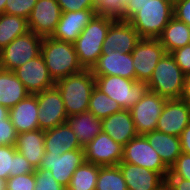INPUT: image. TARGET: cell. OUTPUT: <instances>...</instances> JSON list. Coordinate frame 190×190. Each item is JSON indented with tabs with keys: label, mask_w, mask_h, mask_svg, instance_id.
<instances>
[{
	"label": "cell",
	"mask_w": 190,
	"mask_h": 190,
	"mask_svg": "<svg viewBox=\"0 0 190 190\" xmlns=\"http://www.w3.org/2000/svg\"><path fill=\"white\" fill-rule=\"evenodd\" d=\"M64 102L68 116L88 111L89 101L95 85L91 70L84 69L55 82Z\"/></svg>",
	"instance_id": "cell-1"
},
{
	"label": "cell",
	"mask_w": 190,
	"mask_h": 190,
	"mask_svg": "<svg viewBox=\"0 0 190 190\" xmlns=\"http://www.w3.org/2000/svg\"><path fill=\"white\" fill-rule=\"evenodd\" d=\"M114 21L110 17L96 15L73 43L83 69L91 70L98 61L107 32Z\"/></svg>",
	"instance_id": "cell-2"
},
{
	"label": "cell",
	"mask_w": 190,
	"mask_h": 190,
	"mask_svg": "<svg viewBox=\"0 0 190 190\" xmlns=\"http://www.w3.org/2000/svg\"><path fill=\"white\" fill-rule=\"evenodd\" d=\"M41 54L50 76L55 82L84 70L78 61L77 53L72 43L58 41L52 37H43Z\"/></svg>",
	"instance_id": "cell-3"
},
{
	"label": "cell",
	"mask_w": 190,
	"mask_h": 190,
	"mask_svg": "<svg viewBox=\"0 0 190 190\" xmlns=\"http://www.w3.org/2000/svg\"><path fill=\"white\" fill-rule=\"evenodd\" d=\"M173 9L172 0H150L128 22L141 38L157 39L174 16Z\"/></svg>",
	"instance_id": "cell-4"
},
{
	"label": "cell",
	"mask_w": 190,
	"mask_h": 190,
	"mask_svg": "<svg viewBox=\"0 0 190 190\" xmlns=\"http://www.w3.org/2000/svg\"><path fill=\"white\" fill-rule=\"evenodd\" d=\"M185 74L170 53H165L156 65L148 90L167 99L181 98L184 90Z\"/></svg>",
	"instance_id": "cell-5"
},
{
	"label": "cell",
	"mask_w": 190,
	"mask_h": 190,
	"mask_svg": "<svg viewBox=\"0 0 190 190\" xmlns=\"http://www.w3.org/2000/svg\"><path fill=\"white\" fill-rule=\"evenodd\" d=\"M95 85L124 110H130L148 91L147 84L120 76H94Z\"/></svg>",
	"instance_id": "cell-6"
},
{
	"label": "cell",
	"mask_w": 190,
	"mask_h": 190,
	"mask_svg": "<svg viewBox=\"0 0 190 190\" xmlns=\"http://www.w3.org/2000/svg\"><path fill=\"white\" fill-rule=\"evenodd\" d=\"M43 37L28 31L18 36L0 51V68L14 71L41 54Z\"/></svg>",
	"instance_id": "cell-7"
},
{
	"label": "cell",
	"mask_w": 190,
	"mask_h": 190,
	"mask_svg": "<svg viewBox=\"0 0 190 190\" xmlns=\"http://www.w3.org/2000/svg\"><path fill=\"white\" fill-rule=\"evenodd\" d=\"M121 162L145 167L160 173L165 179L169 174V168L163 163L144 135H137L124 146Z\"/></svg>",
	"instance_id": "cell-8"
},
{
	"label": "cell",
	"mask_w": 190,
	"mask_h": 190,
	"mask_svg": "<svg viewBox=\"0 0 190 190\" xmlns=\"http://www.w3.org/2000/svg\"><path fill=\"white\" fill-rule=\"evenodd\" d=\"M166 101V97L148 90L143 98L129 110L138 135H144L156 130L157 121Z\"/></svg>",
	"instance_id": "cell-9"
},
{
	"label": "cell",
	"mask_w": 190,
	"mask_h": 190,
	"mask_svg": "<svg viewBox=\"0 0 190 190\" xmlns=\"http://www.w3.org/2000/svg\"><path fill=\"white\" fill-rule=\"evenodd\" d=\"M165 53V48L158 39L141 38L132 51L136 81L147 83Z\"/></svg>",
	"instance_id": "cell-10"
},
{
	"label": "cell",
	"mask_w": 190,
	"mask_h": 190,
	"mask_svg": "<svg viewBox=\"0 0 190 190\" xmlns=\"http://www.w3.org/2000/svg\"><path fill=\"white\" fill-rule=\"evenodd\" d=\"M84 162V149H75L62 155L45 153L39 169L50 170L56 181L67 188L73 173Z\"/></svg>",
	"instance_id": "cell-11"
},
{
	"label": "cell",
	"mask_w": 190,
	"mask_h": 190,
	"mask_svg": "<svg viewBox=\"0 0 190 190\" xmlns=\"http://www.w3.org/2000/svg\"><path fill=\"white\" fill-rule=\"evenodd\" d=\"M39 114L38 123L40 130H48L65 123L67 113L59 89L54 85L47 90L36 93Z\"/></svg>",
	"instance_id": "cell-12"
},
{
	"label": "cell",
	"mask_w": 190,
	"mask_h": 190,
	"mask_svg": "<svg viewBox=\"0 0 190 190\" xmlns=\"http://www.w3.org/2000/svg\"><path fill=\"white\" fill-rule=\"evenodd\" d=\"M94 76H120L136 80L132 53L113 51L109 46L102 47V54L91 69Z\"/></svg>",
	"instance_id": "cell-13"
},
{
	"label": "cell",
	"mask_w": 190,
	"mask_h": 190,
	"mask_svg": "<svg viewBox=\"0 0 190 190\" xmlns=\"http://www.w3.org/2000/svg\"><path fill=\"white\" fill-rule=\"evenodd\" d=\"M123 148L124 146L101 131L84 147L85 161L101 167L117 166L122 161Z\"/></svg>",
	"instance_id": "cell-14"
},
{
	"label": "cell",
	"mask_w": 190,
	"mask_h": 190,
	"mask_svg": "<svg viewBox=\"0 0 190 190\" xmlns=\"http://www.w3.org/2000/svg\"><path fill=\"white\" fill-rule=\"evenodd\" d=\"M189 123L190 105L182 98L167 99L156 130L179 137Z\"/></svg>",
	"instance_id": "cell-15"
},
{
	"label": "cell",
	"mask_w": 190,
	"mask_h": 190,
	"mask_svg": "<svg viewBox=\"0 0 190 190\" xmlns=\"http://www.w3.org/2000/svg\"><path fill=\"white\" fill-rule=\"evenodd\" d=\"M61 14L57 0H38L27 19L29 31L41 37H51Z\"/></svg>",
	"instance_id": "cell-16"
},
{
	"label": "cell",
	"mask_w": 190,
	"mask_h": 190,
	"mask_svg": "<svg viewBox=\"0 0 190 190\" xmlns=\"http://www.w3.org/2000/svg\"><path fill=\"white\" fill-rule=\"evenodd\" d=\"M14 73L30 94L42 92L55 85L42 54L16 68Z\"/></svg>",
	"instance_id": "cell-17"
},
{
	"label": "cell",
	"mask_w": 190,
	"mask_h": 190,
	"mask_svg": "<svg viewBox=\"0 0 190 190\" xmlns=\"http://www.w3.org/2000/svg\"><path fill=\"white\" fill-rule=\"evenodd\" d=\"M117 166L128 190H167L166 179L160 173L126 162H120Z\"/></svg>",
	"instance_id": "cell-18"
},
{
	"label": "cell",
	"mask_w": 190,
	"mask_h": 190,
	"mask_svg": "<svg viewBox=\"0 0 190 190\" xmlns=\"http://www.w3.org/2000/svg\"><path fill=\"white\" fill-rule=\"evenodd\" d=\"M95 9L62 12L52 38L58 41L74 43L82 30L96 16Z\"/></svg>",
	"instance_id": "cell-19"
},
{
	"label": "cell",
	"mask_w": 190,
	"mask_h": 190,
	"mask_svg": "<svg viewBox=\"0 0 190 190\" xmlns=\"http://www.w3.org/2000/svg\"><path fill=\"white\" fill-rule=\"evenodd\" d=\"M39 105L36 94H29L17 105L9 109V119L17 133L39 129Z\"/></svg>",
	"instance_id": "cell-20"
},
{
	"label": "cell",
	"mask_w": 190,
	"mask_h": 190,
	"mask_svg": "<svg viewBox=\"0 0 190 190\" xmlns=\"http://www.w3.org/2000/svg\"><path fill=\"white\" fill-rule=\"evenodd\" d=\"M141 36L128 21L115 20L106 35L103 46L113 51L132 53Z\"/></svg>",
	"instance_id": "cell-21"
},
{
	"label": "cell",
	"mask_w": 190,
	"mask_h": 190,
	"mask_svg": "<svg viewBox=\"0 0 190 190\" xmlns=\"http://www.w3.org/2000/svg\"><path fill=\"white\" fill-rule=\"evenodd\" d=\"M101 121L102 131L122 146L138 135L129 110L122 109Z\"/></svg>",
	"instance_id": "cell-22"
},
{
	"label": "cell",
	"mask_w": 190,
	"mask_h": 190,
	"mask_svg": "<svg viewBox=\"0 0 190 190\" xmlns=\"http://www.w3.org/2000/svg\"><path fill=\"white\" fill-rule=\"evenodd\" d=\"M44 147L45 153L58 155L75 149H84L67 122L44 131Z\"/></svg>",
	"instance_id": "cell-23"
},
{
	"label": "cell",
	"mask_w": 190,
	"mask_h": 190,
	"mask_svg": "<svg viewBox=\"0 0 190 190\" xmlns=\"http://www.w3.org/2000/svg\"><path fill=\"white\" fill-rule=\"evenodd\" d=\"M15 149L35 168H39L45 154L44 130L18 133Z\"/></svg>",
	"instance_id": "cell-24"
},
{
	"label": "cell",
	"mask_w": 190,
	"mask_h": 190,
	"mask_svg": "<svg viewBox=\"0 0 190 190\" xmlns=\"http://www.w3.org/2000/svg\"><path fill=\"white\" fill-rule=\"evenodd\" d=\"M144 136L170 169L182 153L180 138L157 130L146 133Z\"/></svg>",
	"instance_id": "cell-25"
},
{
	"label": "cell",
	"mask_w": 190,
	"mask_h": 190,
	"mask_svg": "<svg viewBox=\"0 0 190 190\" xmlns=\"http://www.w3.org/2000/svg\"><path fill=\"white\" fill-rule=\"evenodd\" d=\"M66 122L75 133L82 148L102 131V121L89 111L68 116Z\"/></svg>",
	"instance_id": "cell-26"
},
{
	"label": "cell",
	"mask_w": 190,
	"mask_h": 190,
	"mask_svg": "<svg viewBox=\"0 0 190 190\" xmlns=\"http://www.w3.org/2000/svg\"><path fill=\"white\" fill-rule=\"evenodd\" d=\"M29 94L30 93L17 78L14 71L0 68V105L10 109Z\"/></svg>",
	"instance_id": "cell-27"
},
{
	"label": "cell",
	"mask_w": 190,
	"mask_h": 190,
	"mask_svg": "<svg viewBox=\"0 0 190 190\" xmlns=\"http://www.w3.org/2000/svg\"><path fill=\"white\" fill-rule=\"evenodd\" d=\"M157 39L170 53L190 44V27L173 16Z\"/></svg>",
	"instance_id": "cell-28"
},
{
	"label": "cell",
	"mask_w": 190,
	"mask_h": 190,
	"mask_svg": "<svg viewBox=\"0 0 190 190\" xmlns=\"http://www.w3.org/2000/svg\"><path fill=\"white\" fill-rule=\"evenodd\" d=\"M29 31L28 20L11 14L0 15V51Z\"/></svg>",
	"instance_id": "cell-29"
},
{
	"label": "cell",
	"mask_w": 190,
	"mask_h": 190,
	"mask_svg": "<svg viewBox=\"0 0 190 190\" xmlns=\"http://www.w3.org/2000/svg\"><path fill=\"white\" fill-rule=\"evenodd\" d=\"M100 167L85 161L73 173L66 190H95Z\"/></svg>",
	"instance_id": "cell-30"
},
{
	"label": "cell",
	"mask_w": 190,
	"mask_h": 190,
	"mask_svg": "<svg viewBox=\"0 0 190 190\" xmlns=\"http://www.w3.org/2000/svg\"><path fill=\"white\" fill-rule=\"evenodd\" d=\"M121 110L122 108L117 101L111 99L96 86L94 87L89 101L88 111L96 118L102 120Z\"/></svg>",
	"instance_id": "cell-31"
},
{
	"label": "cell",
	"mask_w": 190,
	"mask_h": 190,
	"mask_svg": "<svg viewBox=\"0 0 190 190\" xmlns=\"http://www.w3.org/2000/svg\"><path fill=\"white\" fill-rule=\"evenodd\" d=\"M95 190H128L119 167H100Z\"/></svg>",
	"instance_id": "cell-32"
},
{
	"label": "cell",
	"mask_w": 190,
	"mask_h": 190,
	"mask_svg": "<svg viewBox=\"0 0 190 190\" xmlns=\"http://www.w3.org/2000/svg\"><path fill=\"white\" fill-rule=\"evenodd\" d=\"M129 0H98L95 3L97 15L120 20L125 15V8Z\"/></svg>",
	"instance_id": "cell-33"
},
{
	"label": "cell",
	"mask_w": 190,
	"mask_h": 190,
	"mask_svg": "<svg viewBox=\"0 0 190 190\" xmlns=\"http://www.w3.org/2000/svg\"><path fill=\"white\" fill-rule=\"evenodd\" d=\"M34 175L36 182L34 190H66L56 181L50 170L36 168Z\"/></svg>",
	"instance_id": "cell-34"
},
{
	"label": "cell",
	"mask_w": 190,
	"mask_h": 190,
	"mask_svg": "<svg viewBox=\"0 0 190 190\" xmlns=\"http://www.w3.org/2000/svg\"><path fill=\"white\" fill-rule=\"evenodd\" d=\"M38 0H6L5 14L28 19Z\"/></svg>",
	"instance_id": "cell-35"
},
{
	"label": "cell",
	"mask_w": 190,
	"mask_h": 190,
	"mask_svg": "<svg viewBox=\"0 0 190 190\" xmlns=\"http://www.w3.org/2000/svg\"><path fill=\"white\" fill-rule=\"evenodd\" d=\"M15 146L0 145V179L11 177L14 165Z\"/></svg>",
	"instance_id": "cell-36"
},
{
	"label": "cell",
	"mask_w": 190,
	"mask_h": 190,
	"mask_svg": "<svg viewBox=\"0 0 190 190\" xmlns=\"http://www.w3.org/2000/svg\"><path fill=\"white\" fill-rule=\"evenodd\" d=\"M167 177H180L190 180V155L182 152L170 167Z\"/></svg>",
	"instance_id": "cell-37"
},
{
	"label": "cell",
	"mask_w": 190,
	"mask_h": 190,
	"mask_svg": "<svg viewBox=\"0 0 190 190\" xmlns=\"http://www.w3.org/2000/svg\"><path fill=\"white\" fill-rule=\"evenodd\" d=\"M6 184L7 190H34L36 184L35 175L34 173H28L9 177Z\"/></svg>",
	"instance_id": "cell-38"
},
{
	"label": "cell",
	"mask_w": 190,
	"mask_h": 190,
	"mask_svg": "<svg viewBox=\"0 0 190 190\" xmlns=\"http://www.w3.org/2000/svg\"><path fill=\"white\" fill-rule=\"evenodd\" d=\"M17 135L18 133L9 117L0 121V145L15 146Z\"/></svg>",
	"instance_id": "cell-39"
},
{
	"label": "cell",
	"mask_w": 190,
	"mask_h": 190,
	"mask_svg": "<svg viewBox=\"0 0 190 190\" xmlns=\"http://www.w3.org/2000/svg\"><path fill=\"white\" fill-rule=\"evenodd\" d=\"M176 64L181 68L182 72L190 74V44L170 52Z\"/></svg>",
	"instance_id": "cell-40"
},
{
	"label": "cell",
	"mask_w": 190,
	"mask_h": 190,
	"mask_svg": "<svg viewBox=\"0 0 190 190\" xmlns=\"http://www.w3.org/2000/svg\"><path fill=\"white\" fill-rule=\"evenodd\" d=\"M62 12L95 9L93 0H57Z\"/></svg>",
	"instance_id": "cell-41"
},
{
	"label": "cell",
	"mask_w": 190,
	"mask_h": 190,
	"mask_svg": "<svg viewBox=\"0 0 190 190\" xmlns=\"http://www.w3.org/2000/svg\"><path fill=\"white\" fill-rule=\"evenodd\" d=\"M36 170L32 164H30L25 157L15 149L13 171H11V177L17 175H24L28 173H34Z\"/></svg>",
	"instance_id": "cell-42"
},
{
	"label": "cell",
	"mask_w": 190,
	"mask_h": 190,
	"mask_svg": "<svg viewBox=\"0 0 190 190\" xmlns=\"http://www.w3.org/2000/svg\"><path fill=\"white\" fill-rule=\"evenodd\" d=\"M173 15L190 27V0H181L174 3Z\"/></svg>",
	"instance_id": "cell-43"
},
{
	"label": "cell",
	"mask_w": 190,
	"mask_h": 190,
	"mask_svg": "<svg viewBox=\"0 0 190 190\" xmlns=\"http://www.w3.org/2000/svg\"><path fill=\"white\" fill-rule=\"evenodd\" d=\"M167 190H190V180L180 177H166Z\"/></svg>",
	"instance_id": "cell-44"
},
{
	"label": "cell",
	"mask_w": 190,
	"mask_h": 190,
	"mask_svg": "<svg viewBox=\"0 0 190 190\" xmlns=\"http://www.w3.org/2000/svg\"><path fill=\"white\" fill-rule=\"evenodd\" d=\"M150 0H129L125 8V15L121 21H128L141 7Z\"/></svg>",
	"instance_id": "cell-45"
},
{
	"label": "cell",
	"mask_w": 190,
	"mask_h": 190,
	"mask_svg": "<svg viewBox=\"0 0 190 190\" xmlns=\"http://www.w3.org/2000/svg\"><path fill=\"white\" fill-rule=\"evenodd\" d=\"M181 142V150L183 153L190 155V123L183 130L182 134L179 136Z\"/></svg>",
	"instance_id": "cell-46"
},
{
	"label": "cell",
	"mask_w": 190,
	"mask_h": 190,
	"mask_svg": "<svg viewBox=\"0 0 190 190\" xmlns=\"http://www.w3.org/2000/svg\"><path fill=\"white\" fill-rule=\"evenodd\" d=\"M181 98L190 105V74L185 75L184 90Z\"/></svg>",
	"instance_id": "cell-47"
},
{
	"label": "cell",
	"mask_w": 190,
	"mask_h": 190,
	"mask_svg": "<svg viewBox=\"0 0 190 190\" xmlns=\"http://www.w3.org/2000/svg\"><path fill=\"white\" fill-rule=\"evenodd\" d=\"M9 116V109L0 105V121L7 119Z\"/></svg>",
	"instance_id": "cell-48"
},
{
	"label": "cell",
	"mask_w": 190,
	"mask_h": 190,
	"mask_svg": "<svg viewBox=\"0 0 190 190\" xmlns=\"http://www.w3.org/2000/svg\"><path fill=\"white\" fill-rule=\"evenodd\" d=\"M6 0H0V15L5 12Z\"/></svg>",
	"instance_id": "cell-49"
},
{
	"label": "cell",
	"mask_w": 190,
	"mask_h": 190,
	"mask_svg": "<svg viewBox=\"0 0 190 190\" xmlns=\"http://www.w3.org/2000/svg\"><path fill=\"white\" fill-rule=\"evenodd\" d=\"M0 190H7V184L5 180L0 179Z\"/></svg>",
	"instance_id": "cell-50"
},
{
	"label": "cell",
	"mask_w": 190,
	"mask_h": 190,
	"mask_svg": "<svg viewBox=\"0 0 190 190\" xmlns=\"http://www.w3.org/2000/svg\"><path fill=\"white\" fill-rule=\"evenodd\" d=\"M177 1H181V0H172L173 3L177 2Z\"/></svg>",
	"instance_id": "cell-51"
}]
</instances>
